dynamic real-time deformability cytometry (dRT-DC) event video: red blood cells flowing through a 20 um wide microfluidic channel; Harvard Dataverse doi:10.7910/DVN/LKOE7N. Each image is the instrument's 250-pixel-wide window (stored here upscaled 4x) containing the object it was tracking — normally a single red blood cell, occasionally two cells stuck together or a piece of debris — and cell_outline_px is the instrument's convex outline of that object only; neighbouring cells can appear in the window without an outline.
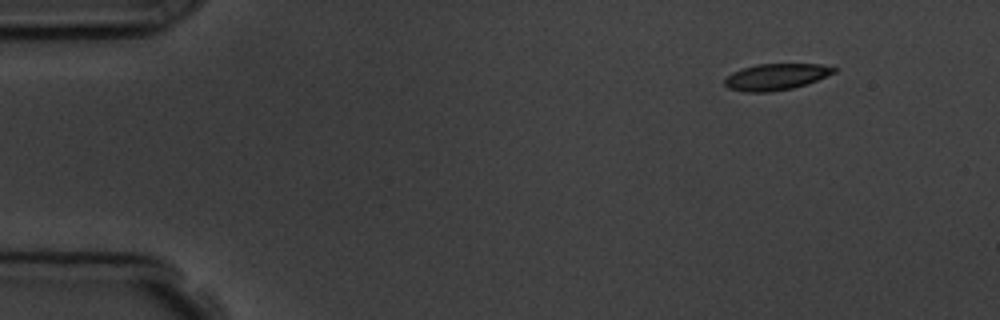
{"species": "common noctule bat (a hibernating species)", "species_latin": "Nyctalus noctula", "temperature_condition": "room temperature", "stored_images_in_passage": 3, "camera_frame_rate_fps": 3000, "um_per_image_px": 0.085, "animal": {"sex": "male", "body_mass_g": 19.5, "forearm_length_mm": 54.6}, "frame": {"image": 1, "passage_image": 1, "time_ms": 0.0, "image_size_px": [1000, 320], "cell_outline_px": [[840, 68], [836, 72], [816, 80], [792, 88], [768, 92], [744, 92], [728, 88], [724, 84], [724, 80], [732, 72], [756, 64], [820, 64]], "centroid_in_image_um": [65.96, 6.52], "position_along_channel_um": 19.0, "area_um2": 16.7}}